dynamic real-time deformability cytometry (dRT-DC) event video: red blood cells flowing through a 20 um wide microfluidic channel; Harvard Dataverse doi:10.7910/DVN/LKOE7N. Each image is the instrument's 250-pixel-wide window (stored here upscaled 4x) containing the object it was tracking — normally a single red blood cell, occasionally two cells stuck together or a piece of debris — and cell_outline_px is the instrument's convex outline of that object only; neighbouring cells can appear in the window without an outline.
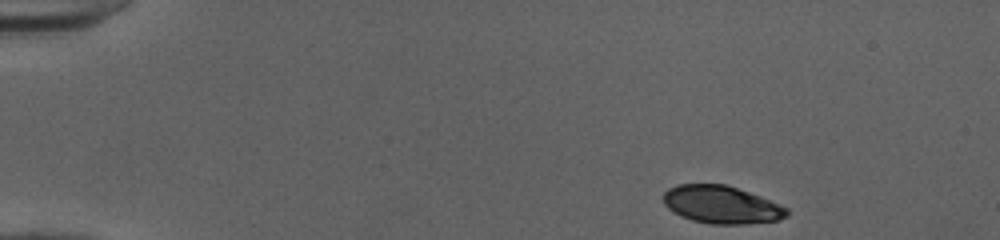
{"species": "human", "species_latin": "Homo sapiens", "temperature_condition": "cold", "stored_images_in_passage": 45, "camera_frame_rate_fps": 3000, "um_per_image_px": 0.085, "donor": {"sex": "female"}, "frame": {"image": 1, "passage_image": 1, "time_ms": 0.0, "image_size_px": [1000, 240], "cell_outline_px": [[788, 216], [776, 220], [744, 224], [708, 224], [692, 220], [680, 216], [668, 208], [664, 204], [664, 192], [668, 188], [676, 184], [724, 184], [760, 196], [788, 208]], "centroid_in_image_um": [61.3, 17.4], "position_along_channel_um": 23.7, "area_um2": 27.05}}
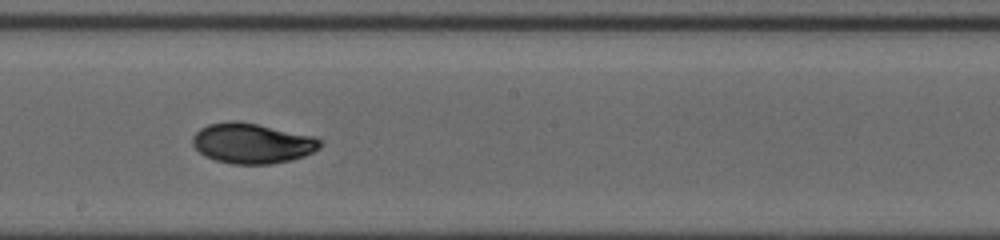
{"frame": {"image": 2, "passage_image": 24, "time_ms": 7.667, "image_size_px": [1000, 240], "cell_outline_px": [[324, 144], [320, 148], [304, 156], [292, 160], [272, 164], [232, 164], [216, 160], [204, 156], [192, 144], [192, 136], [200, 128], [208, 124], [232, 120], [236, 120], [256, 124], [312, 136], [324, 140]], "centroid_in_image_um": [21.44, 12.18], "position_along_channel_um": 226.8, "area_um2": 30.0}}
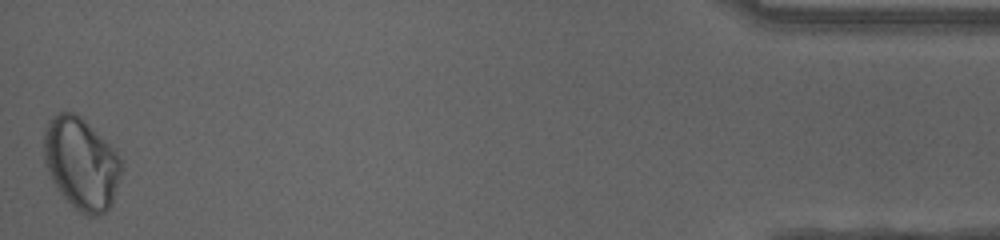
{"frame": {"image": 3, "passage_image": 45, "time_ms": 14.667, "image_size_px": [1000, 240], "cell_outline_px": [[120, 172], [112, 204], [100, 216], [88, 216], [80, 212], [60, 192], [52, 180], [44, 164], [44, 128], [48, 120], [60, 112], [72, 112], [80, 116], [120, 156]], "centroid_in_image_um": [6.87, 13.9], "position_along_channel_um": 428.3, "area_um2": 40.81}, "authors_computed_cell_mechanics": {"area_um2": 29.767, "velocity_mm_per_s": 4.0275, "shape_relaxation_time_tau1_ms": 5.7356, "shape_relaxation_time_tau2_ms": 3.0906, "deformation_change_tau1": 0.1704, "deformation_change_tau2": 0.045}}